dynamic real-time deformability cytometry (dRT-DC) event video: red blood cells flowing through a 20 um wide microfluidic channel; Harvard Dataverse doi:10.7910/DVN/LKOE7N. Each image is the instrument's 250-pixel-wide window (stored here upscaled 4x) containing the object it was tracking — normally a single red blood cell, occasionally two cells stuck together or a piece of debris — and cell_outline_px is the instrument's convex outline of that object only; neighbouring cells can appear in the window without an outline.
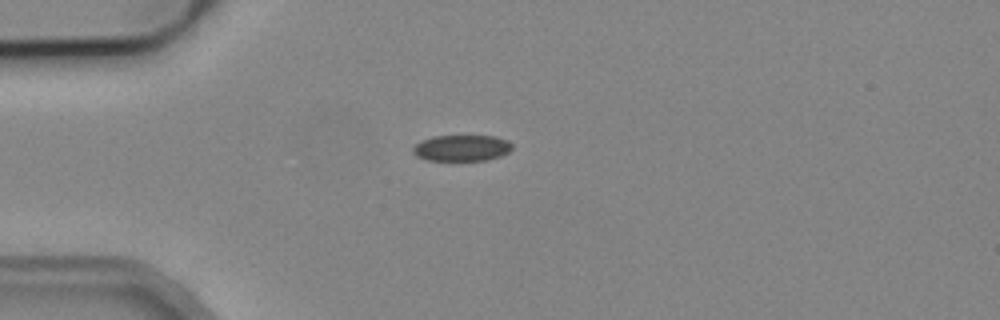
{"species": "common noctule bat (a hibernating species)", "species_latin": "Nyctalus noctula", "temperature_condition": "cold", "stored_images_in_passage": 6, "camera_frame_rate_fps": 3000, "um_per_image_px": 0.085, "animal": {"sex": "male", "body_mass_g": 19.2, "forearm_length_mm": 51.8}, "frame": {"image": 1, "passage_image": 3, "time_ms": 3.333, "image_size_px": [1000, 320], "cell_outline_px": [[512, 148], [508, 152], [500, 156], [488, 160], [424, 160], [416, 156], [412, 152], [412, 148], [420, 140], [432, 136], [496, 136], [508, 140], [512, 144]], "centroid_in_image_um": [39.22, 12.57], "position_along_channel_um": 45.8, "area_um2": 15.26}}
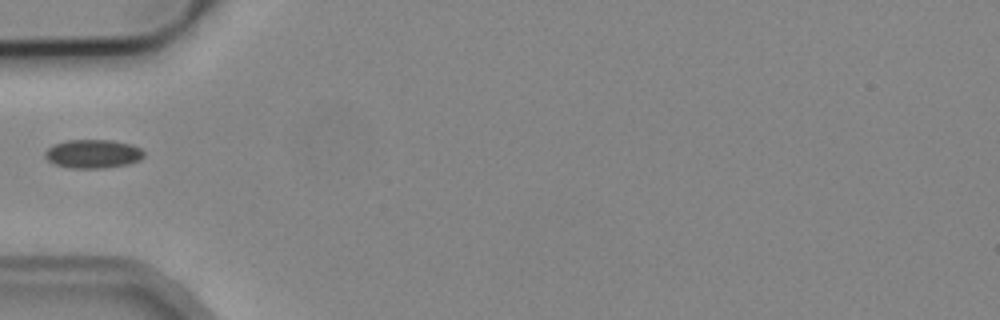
{"frame": {"image": 2, "passage_image": 4, "time_ms": 4.667, "image_size_px": [1000, 320], "cell_outline_px": [[144, 156], [140, 160], [128, 164], [104, 168], [68, 168], [56, 164], [48, 160], [44, 156], [44, 152], [52, 144], [68, 140], [112, 140], [132, 144], [140, 148], [144, 152]], "centroid_in_image_um": [7.9, 13.07], "position_along_channel_um": 77.1, "area_um2": 16.65}}